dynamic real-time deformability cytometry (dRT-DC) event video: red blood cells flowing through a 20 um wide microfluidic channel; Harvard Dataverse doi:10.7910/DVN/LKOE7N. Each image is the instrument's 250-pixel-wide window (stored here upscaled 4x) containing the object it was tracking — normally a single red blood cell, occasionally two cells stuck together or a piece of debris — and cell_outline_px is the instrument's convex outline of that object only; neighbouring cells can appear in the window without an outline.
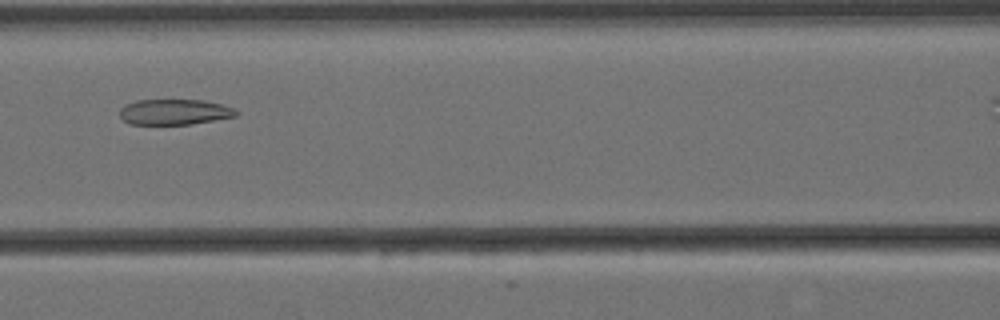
{"species": "Egyptian fruit bat (a non-hibernating species)", "species_latin": "Rousettus aegyptiacus", "temperature_condition": "cold", "stored_images_in_passage": 5, "camera_frame_rate_fps": 3000, "um_per_image_px": 0.085, "animal": {"sex": "female"}, "frame": {"image": 1, "passage_image": 4, "time_ms": 1.0, "image_size_px": [1000, 320], "cell_outline_px": [[240, 112], [236, 116], [192, 124], [128, 124], [120, 116], [120, 108], [124, 104], [136, 100], [204, 100], [220, 104], [232, 108]], "centroid_in_image_um": [14.8, 9.51], "position_along_channel_um": 151.8, "area_um2": 17.34}}